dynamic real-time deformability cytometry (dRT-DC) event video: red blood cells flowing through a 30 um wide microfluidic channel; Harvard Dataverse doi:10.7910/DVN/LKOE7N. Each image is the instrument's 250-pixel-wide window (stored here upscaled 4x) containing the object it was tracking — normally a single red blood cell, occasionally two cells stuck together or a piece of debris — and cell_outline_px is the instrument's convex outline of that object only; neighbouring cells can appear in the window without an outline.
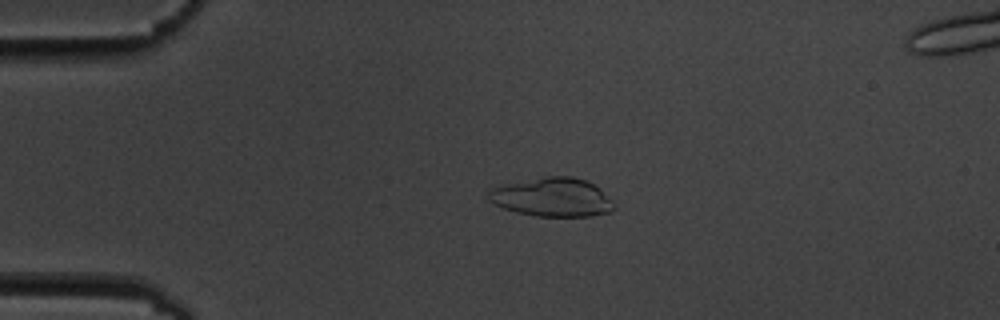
{"species": "common noctule bat (a hibernating species)", "species_latin": "Nyctalus noctula", "temperature_condition": "cold", "stored_images_in_passage": 6, "camera_frame_rate_fps": 3000, "um_per_image_px": 0.085, "animal": {"sex": "male", "body_mass_g": 19.5, "forearm_length_mm": 54.6}, "frame": {"image": 1, "passage_image": 4, "time_ms": 4.333, "image_size_px": [1000, 320], "cell_outline_px": [[616, 208], [608, 212], [592, 216], [536, 216], [516, 212], [504, 208], [488, 200], [488, 192], [492, 188], [508, 184], [548, 176], [572, 176], [584, 180], [600, 188], [616, 204]], "centroid_in_image_um": [46.99, 16.78], "position_along_channel_um": 38.0, "area_um2": 28.09}}